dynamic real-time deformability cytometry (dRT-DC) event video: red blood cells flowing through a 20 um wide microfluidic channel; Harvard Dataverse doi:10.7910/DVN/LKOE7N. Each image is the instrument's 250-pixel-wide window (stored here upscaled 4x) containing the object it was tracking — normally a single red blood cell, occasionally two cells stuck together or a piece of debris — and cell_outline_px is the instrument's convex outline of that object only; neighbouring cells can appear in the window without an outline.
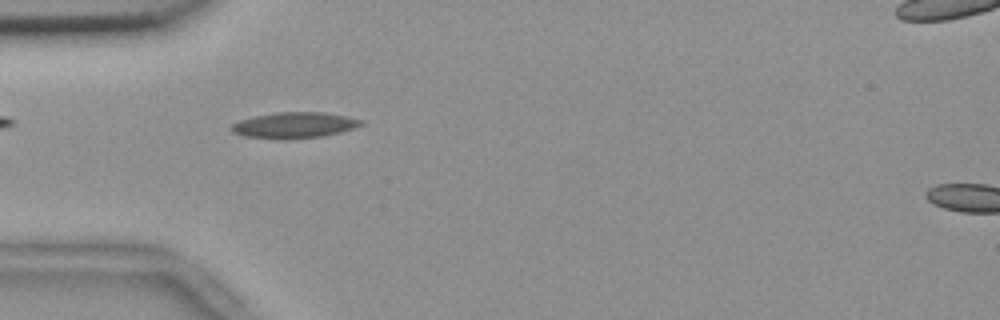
{"species": "common noctule bat (a hibernating species)", "species_latin": "Nyctalus noctula", "temperature_condition": "room temperature", "stored_images_in_passage": 44, "camera_frame_rate_fps": 3000, "um_per_image_px": 0.085, "animal": {"sex": "female", "body_mass_g": 18.4}, "frame": {"image": 1, "passage_image": 6, "time_ms": 1.667, "image_size_px": [1000, 320], "cell_outline_px": [[364, 124], [356, 128], [324, 136], [284, 140], [244, 136], [232, 132], [228, 128], [232, 124], [240, 120], [256, 116], [276, 112], [324, 112], [364, 120]], "centroid_in_image_um": [25.02, 10.65], "position_along_channel_um": 60.0, "area_um2": 19.77}}
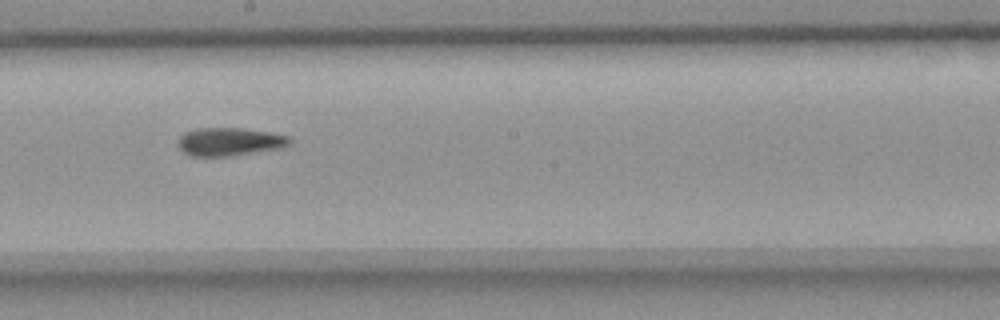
{"frame": {"image": 2, "passage_image": 20, "time_ms": 6.333, "image_size_px": [1000, 320], "cell_outline_px": [[292, 140], [288, 144], [280, 148], [224, 156], [192, 156], [184, 152], [180, 148], [180, 136], [184, 132], [196, 128], [244, 128], [268, 132], [288, 136]], "centroid_in_image_um": [19.49, 12.03], "position_along_channel_um": 228.7, "area_um2": 17.92}}
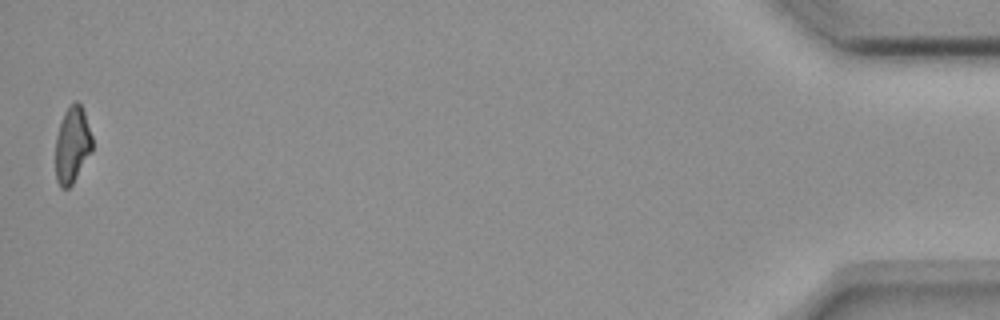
{"frame": {"image": 3, "passage_image": 44, "time_ms": 14.333, "image_size_px": [1000, 320], "cell_outline_px": [[92, 152], [72, 184], [68, 188], [60, 188], [56, 180], [56, 136], [64, 112], [76, 100], [80, 104], [84, 112], [92, 136]], "centroid_in_image_um": [6.14, 12.34], "position_along_channel_um": 429.1, "area_um2": 16.24}, "authors_computed_cell_mechanics": {"area_um2": 18.1781, "velocity_mm_per_s": 3.6766, "shape_relaxation_time_tau1_ms": 8.1499, "shape_relaxation_time_tau2_ms": 5.8966, "deformation_change_tau1": 0.1851, "deformation_change_tau2": 0.1393}}